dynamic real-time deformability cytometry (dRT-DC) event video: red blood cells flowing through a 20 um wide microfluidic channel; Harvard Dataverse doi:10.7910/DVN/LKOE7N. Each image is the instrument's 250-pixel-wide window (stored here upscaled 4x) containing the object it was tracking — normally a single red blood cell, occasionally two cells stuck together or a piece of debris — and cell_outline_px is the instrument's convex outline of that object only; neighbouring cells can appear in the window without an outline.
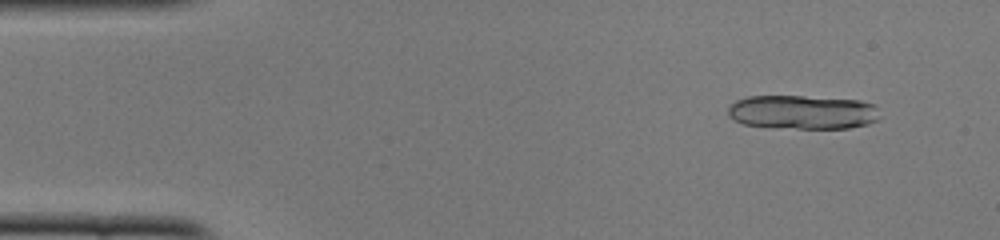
{"species": "common noctule bat (a hibernating species)", "species_latin": "Nyctalus noctula", "temperature_condition": "cold", "stored_images_in_passage": 52, "camera_frame_rate_fps": 3000, "um_per_image_px": 0.085, "animal": {"sex": "female", "body_mass_g": 22.0, "forearm_length_mm": 56.7}, "frame": {"image": 1, "passage_image": 5, "time_ms": 1.333, "image_size_px": [1000, 240], "cell_outline_px": [[876, 120], [868, 124], [848, 128], [796, 128], [744, 124], [728, 116], [728, 108], [736, 100], [748, 96], [804, 96], [860, 100], [876, 104]], "centroid_in_image_um": [68.22, 9.51], "position_along_channel_um": 16.8, "area_um2": 29.77}}
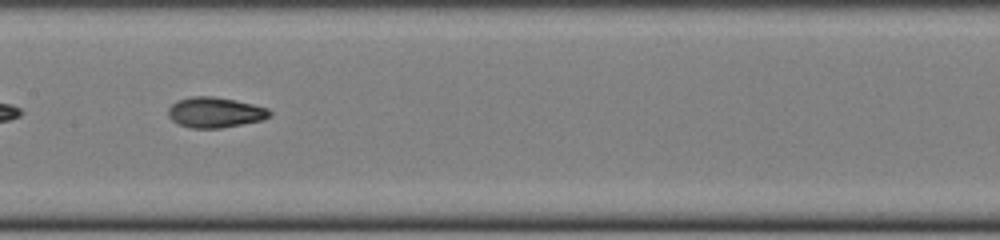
{"frame": {"image": 2, "passage_image": 26, "time_ms": 8.333, "image_size_px": [1000, 240], "cell_outline_px": [[272, 116], [264, 120], [220, 128], [192, 128], [180, 124], [172, 120], [168, 116], [168, 108], [176, 100], [192, 96], [212, 96], [236, 100], [268, 108], [272, 112]], "centroid_in_image_um": [18.3, 9.55], "position_along_channel_um": 189.1, "area_um2": 18.09}}
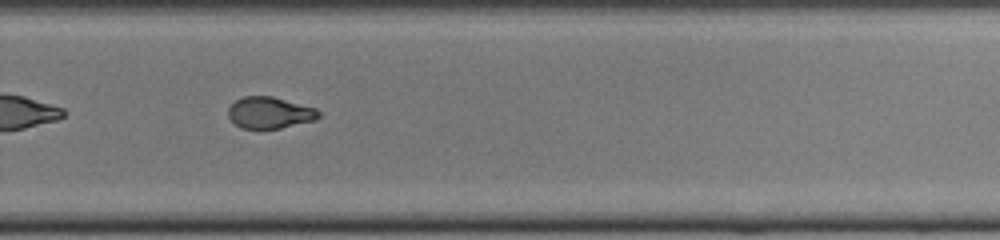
{"frame": {"image": 3, "passage_image": 35, "time_ms": 11.333, "image_size_px": [1000, 240], "cell_outline_px": [[320, 116], [316, 120], [280, 128], [240, 128], [228, 116], [228, 108], [236, 100], [244, 96], [272, 96], [316, 108], [320, 112]], "centroid_in_image_um": [22.94, 9.57], "position_along_channel_um": 306.9, "area_um2": 16.53}, "authors_computed_cell_mechanics": {"area_um2": 18.0914, "velocity_mm_per_s": 3.9423, "shape_relaxation_time_tau1_ms": 5.204, "shape_relaxation_time_tau2_ms": 2.7585, "deformation_change_tau1": 0.2089, "deformation_change_tau2": 0.0833}}